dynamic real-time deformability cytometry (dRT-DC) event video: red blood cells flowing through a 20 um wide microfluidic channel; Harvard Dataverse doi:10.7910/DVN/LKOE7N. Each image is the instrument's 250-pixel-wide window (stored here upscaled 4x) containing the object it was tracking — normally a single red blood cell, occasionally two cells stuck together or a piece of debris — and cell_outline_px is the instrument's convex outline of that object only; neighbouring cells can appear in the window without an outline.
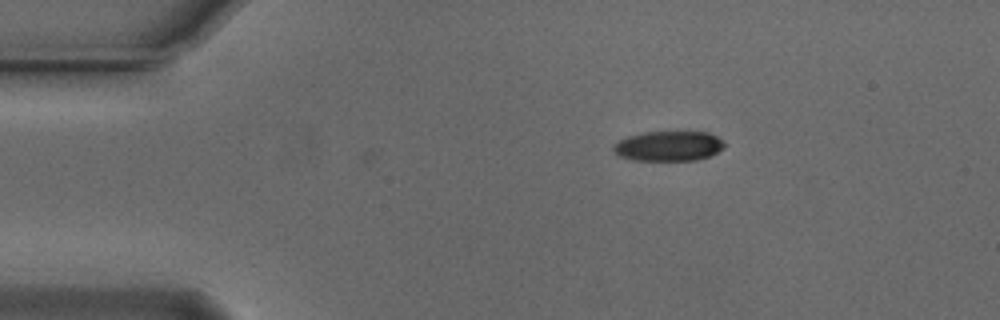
{"species": "Egyptian fruit bat (a non-hibernating species)", "species_latin": "Rousettus aegyptiacus", "temperature_condition": "cold", "stored_images_in_passage": 2, "camera_frame_rate_fps": 3000, "um_per_image_px": 0.085, "animal": {"sex": "male"}, "frame": {"image": 1, "passage_image": 1, "time_ms": 0.0, "image_size_px": [1000, 320], "cell_outline_px": [[724, 148], [708, 156], [696, 160], [632, 160], [620, 156], [612, 152], [612, 148], [620, 140], [628, 136], [644, 132], [708, 132], [724, 140]], "centroid_in_image_um": [56.83, 12.41], "position_along_channel_um": 28.2, "area_um2": 19.31}}